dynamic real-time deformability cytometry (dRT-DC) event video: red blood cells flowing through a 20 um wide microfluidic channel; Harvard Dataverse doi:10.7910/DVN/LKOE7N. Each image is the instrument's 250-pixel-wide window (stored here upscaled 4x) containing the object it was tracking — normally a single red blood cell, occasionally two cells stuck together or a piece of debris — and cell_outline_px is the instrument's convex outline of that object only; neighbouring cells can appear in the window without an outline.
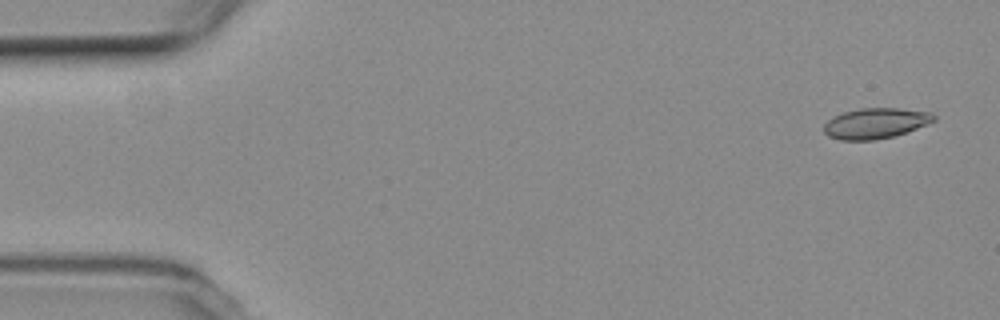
{"species": "common noctule bat (a hibernating species)", "species_latin": "Nyctalus noctula", "temperature_condition": "room temperature", "stored_images_in_passage": 6, "camera_frame_rate_fps": 3000, "um_per_image_px": 0.085, "animal": {"sex": "female", "body_mass_g": 19.3, "forearm_length_mm": 54.1}, "frame": {"image": 1, "passage_image": 1, "time_ms": 0.0, "image_size_px": [1000, 320], "cell_outline_px": [[936, 120], [896, 136], [876, 140], [840, 140], [828, 136], [824, 132], [824, 124], [832, 116], [844, 112], [860, 108], [896, 108], [932, 112], [936, 116]], "centroid_in_image_um": [74.41, 10.48], "position_along_channel_um": 10.6, "area_um2": 19.65}}
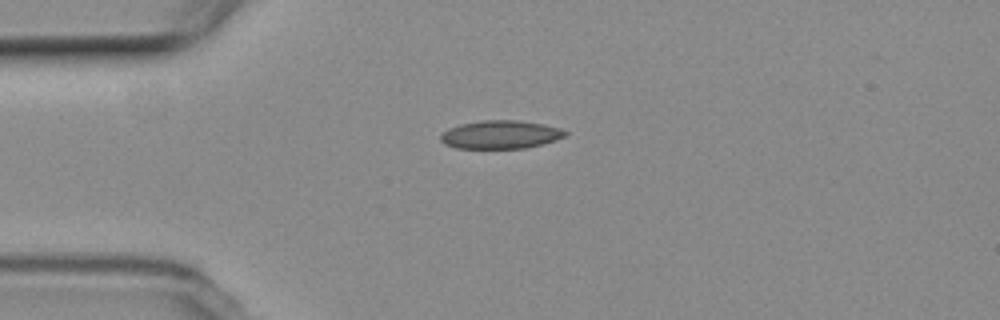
{"frame": {"image": 2, "passage_image": 4, "time_ms": 3.667, "image_size_px": [1000, 320], "cell_outline_px": [[568, 132], [564, 136], [540, 144], [524, 148], [456, 148], [444, 144], [440, 140], [440, 136], [448, 128], [460, 124], [480, 120], [516, 120], [544, 124], [560, 128]], "centroid_in_image_um": [42.49, 11.43], "position_along_channel_um": 42.5, "area_um2": 20.35}}
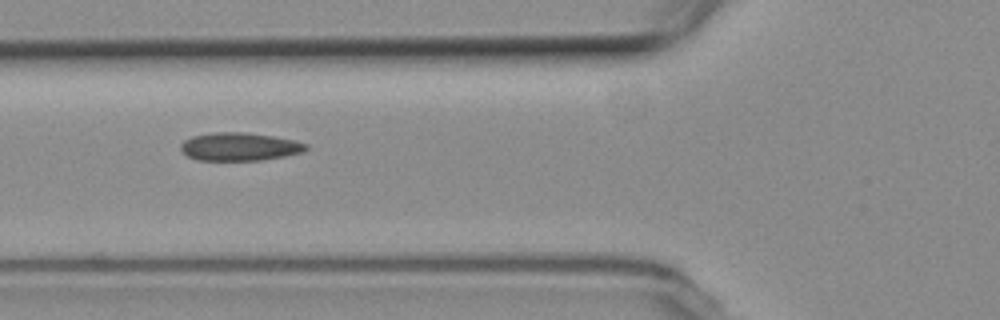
{"frame": {"image": 3, "passage_image": 6, "time_ms": 6.0, "image_size_px": [1000, 320], "cell_outline_px": [[308, 148], [304, 152], [284, 156], [260, 160], [196, 160], [188, 156], [180, 148], [180, 144], [184, 140], [192, 136], [216, 132], [244, 132], [272, 136], [296, 140], [308, 144]], "centroid_in_image_um": [20.38, 12.46], "position_along_channel_um": 105.4, "area_um2": 20.52}}